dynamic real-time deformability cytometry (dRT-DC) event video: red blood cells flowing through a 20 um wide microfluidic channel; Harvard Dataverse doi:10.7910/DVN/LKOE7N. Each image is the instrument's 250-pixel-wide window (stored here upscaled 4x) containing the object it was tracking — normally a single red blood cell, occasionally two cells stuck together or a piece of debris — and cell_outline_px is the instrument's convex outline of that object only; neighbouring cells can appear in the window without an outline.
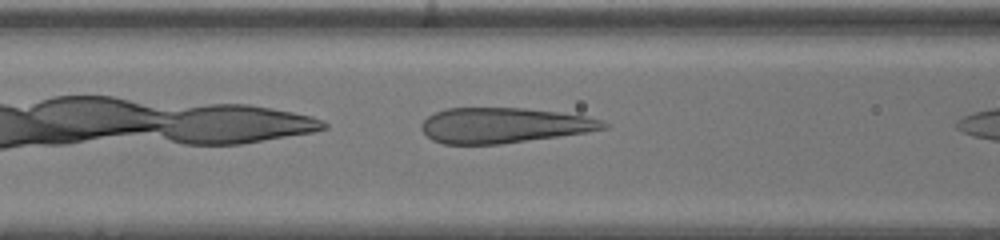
{"species": "human", "species_latin": "Homo sapiens", "temperature_condition": "warm", "stored_images_in_passage": 7, "camera_frame_rate_fps": 3000, "um_per_image_px": 0.085, "donor": {"sex": "male"}, "frame": {"image": 1, "passage_image": 5, "time_ms": 1.333, "image_size_px": [1000, 240], "cell_outline_px": [[612, 124], [608, 128], [588, 132], [500, 144], [444, 144], [432, 140], [420, 128], [420, 124], [428, 116], [436, 112], [448, 108], [524, 108], [560, 112], [584, 116], [600, 120]], "centroid_in_image_um": [42.83, 10.65], "position_along_channel_um": 123.8, "area_um2": 37.4}}